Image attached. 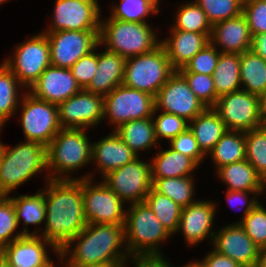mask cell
<instances>
[{
  "label": "cell",
  "instance_id": "cell-1",
  "mask_svg": "<svg viewBox=\"0 0 266 267\" xmlns=\"http://www.w3.org/2000/svg\"><path fill=\"white\" fill-rule=\"evenodd\" d=\"M48 179L45 190L46 217L41 232L59 251L86 226L82 178Z\"/></svg>",
  "mask_w": 266,
  "mask_h": 267
},
{
  "label": "cell",
  "instance_id": "cell-2",
  "mask_svg": "<svg viewBox=\"0 0 266 267\" xmlns=\"http://www.w3.org/2000/svg\"><path fill=\"white\" fill-rule=\"evenodd\" d=\"M72 242H76L74 248L71 247ZM124 243V225L87 224L59 251L58 257L61 263L67 259L64 263L72 265L126 264V259H131V257L128 256L129 253L125 250Z\"/></svg>",
  "mask_w": 266,
  "mask_h": 267
},
{
  "label": "cell",
  "instance_id": "cell-3",
  "mask_svg": "<svg viewBox=\"0 0 266 267\" xmlns=\"http://www.w3.org/2000/svg\"><path fill=\"white\" fill-rule=\"evenodd\" d=\"M47 170V147L42 143L23 141L10 148H0V196H8L29 178Z\"/></svg>",
  "mask_w": 266,
  "mask_h": 267
},
{
  "label": "cell",
  "instance_id": "cell-4",
  "mask_svg": "<svg viewBox=\"0 0 266 267\" xmlns=\"http://www.w3.org/2000/svg\"><path fill=\"white\" fill-rule=\"evenodd\" d=\"M85 130L62 128L55 135L47 146V170L52 174L49 172L45 179H78L67 174L91 161L92 143Z\"/></svg>",
  "mask_w": 266,
  "mask_h": 267
},
{
  "label": "cell",
  "instance_id": "cell-5",
  "mask_svg": "<svg viewBox=\"0 0 266 267\" xmlns=\"http://www.w3.org/2000/svg\"><path fill=\"white\" fill-rule=\"evenodd\" d=\"M129 205L124 224V245L129 256L162 255L157 247L171 235L145 202Z\"/></svg>",
  "mask_w": 266,
  "mask_h": 267
},
{
  "label": "cell",
  "instance_id": "cell-6",
  "mask_svg": "<svg viewBox=\"0 0 266 267\" xmlns=\"http://www.w3.org/2000/svg\"><path fill=\"white\" fill-rule=\"evenodd\" d=\"M148 23L110 18L100 21L99 44L106 50L129 58L153 51L161 43Z\"/></svg>",
  "mask_w": 266,
  "mask_h": 267
},
{
  "label": "cell",
  "instance_id": "cell-7",
  "mask_svg": "<svg viewBox=\"0 0 266 267\" xmlns=\"http://www.w3.org/2000/svg\"><path fill=\"white\" fill-rule=\"evenodd\" d=\"M174 72L165 48L160 44L149 53L126 59L122 84L155 97Z\"/></svg>",
  "mask_w": 266,
  "mask_h": 267
},
{
  "label": "cell",
  "instance_id": "cell-8",
  "mask_svg": "<svg viewBox=\"0 0 266 267\" xmlns=\"http://www.w3.org/2000/svg\"><path fill=\"white\" fill-rule=\"evenodd\" d=\"M213 109L231 131L247 132L264 125L261 97L242 89L218 97Z\"/></svg>",
  "mask_w": 266,
  "mask_h": 267
},
{
  "label": "cell",
  "instance_id": "cell-9",
  "mask_svg": "<svg viewBox=\"0 0 266 267\" xmlns=\"http://www.w3.org/2000/svg\"><path fill=\"white\" fill-rule=\"evenodd\" d=\"M21 125L26 141L48 146L62 129L59 123L58 106L38 99L31 93L22 94Z\"/></svg>",
  "mask_w": 266,
  "mask_h": 267
},
{
  "label": "cell",
  "instance_id": "cell-10",
  "mask_svg": "<svg viewBox=\"0 0 266 267\" xmlns=\"http://www.w3.org/2000/svg\"><path fill=\"white\" fill-rule=\"evenodd\" d=\"M103 109L104 119L107 116L114 129L125 122L156 115L154 96L123 84L104 96Z\"/></svg>",
  "mask_w": 266,
  "mask_h": 267
},
{
  "label": "cell",
  "instance_id": "cell-11",
  "mask_svg": "<svg viewBox=\"0 0 266 267\" xmlns=\"http://www.w3.org/2000/svg\"><path fill=\"white\" fill-rule=\"evenodd\" d=\"M82 178V195L87 224L124 225V202L103 181L92 185V175Z\"/></svg>",
  "mask_w": 266,
  "mask_h": 267
},
{
  "label": "cell",
  "instance_id": "cell-12",
  "mask_svg": "<svg viewBox=\"0 0 266 267\" xmlns=\"http://www.w3.org/2000/svg\"><path fill=\"white\" fill-rule=\"evenodd\" d=\"M14 57L3 63L12 71L19 82L27 88L51 65L50 48L44 32L34 35L15 48Z\"/></svg>",
  "mask_w": 266,
  "mask_h": 267
},
{
  "label": "cell",
  "instance_id": "cell-13",
  "mask_svg": "<svg viewBox=\"0 0 266 267\" xmlns=\"http://www.w3.org/2000/svg\"><path fill=\"white\" fill-rule=\"evenodd\" d=\"M139 158L109 172L102 180L123 202L128 201L129 204L144 202L152 188L151 163Z\"/></svg>",
  "mask_w": 266,
  "mask_h": 267
},
{
  "label": "cell",
  "instance_id": "cell-14",
  "mask_svg": "<svg viewBox=\"0 0 266 267\" xmlns=\"http://www.w3.org/2000/svg\"><path fill=\"white\" fill-rule=\"evenodd\" d=\"M154 103L155 112L161 109L162 112L175 114L188 122L207 109L178 71L160 88L154 97Z\"/></svg>",
  "mask_w": 266,
  "mask_h": 267
},
{
  "label": "cell",
  "instance_id": "cell-15",
  "mask_svg": "<svg viewBox=\"0 0 266 267\" xmlns=\"http://www.w3.org/2000/svg\"><path fill=\"white\" fill-rule=\"evenodd\" d=\"M50 48L51 65L70 69L99 44L100 31L44 32Z\"/></svg>",
  "mask_w": 266,
  "mask_h": 267
},
{
  "label": "cell",
  "instance_id": "cell-16",
  "mask_svg": "<svg viewBox=\"0 0 266 267\" xmlns=\"http://www.w3.org/2000/svg\"><path fill=\"white\" fill-rule=\"evenodd\" d=\"M97 0H56L53 22L44 32L100 31Z\"/></svg>",
  "mask_w": 266,
  "mask_h": 267
},
{
  "label": "cell",
  "instance_id": "cell-17",
  "mask_svg": "<svg viewBox=\"0 0 266 267\" xmlns=\"http://www.w3.org/2000/svg\"><path fill=\"white\" fill-rule=\"evenodd\" d=\"M104 96L82 89L58 105L61 128L87 129L104 119Z\"/></svg>",
  "mask_w": 266,
  "mask_h": 267
},
{
  "label": "cell",
  "instance_id": "cell-18",
  "mask_svg": "<svg viewBox=\"0 0 266 267\" xmlns=\"http://www.w3.org/2000/svg\"><path fill=\"white\" fill-rule=\"evenodd\" d=\"M52 247L56 255L59 250L39 235H23L0 250V257L11 267H46L52 260L46 247Z\"/></svg>",
  "mask_w": 266,
  "mask_h": 267
},
{
  "label": "cell",
  "instance_id": "cell-19",
  "mask_svg": "<svg viewBox=\"0 0 266 267\" xmlns=\"http://www.w3.org/2000/svg\"><path fill=\"white\" fill-rule=\"evenodd\" d=\"M212 245L214 250L230 257L243 267H253L259 262L260 248L239 223L226 225L215 232Z\"/></svg>",
  "mask_w": 266,
  "mask_h": 267
},
{
  "label": "cell",
  "instance_id": "cell-20",
  "mask_svg": "<svg viewBox=\"0 0 266 267\" xmlns=\"http://www.w3.org/2000/svg\"><path fill=\"white\" fill-rule=\"evenodd\" d=\"M34 97L59 105L82 90L71 69L50 65L30 86Z\"/></svg>",
  "mask_w": 266,
  "mask_h": 267
},
{
  "label": "cell",
  "instance_id": "cell-21",
  "mask_svg": "<svg viewBox=\"0 0 266 267\" xmlns=\"http://www.w3.org/2000/svg\"><path fill=\"white\" fill-rule=\"evenodd\" d=\"M216 203L200 201L182 208L178 231L189 245H197L207 237L213 242L215 231H211L216 213ZM209 235V236H208Z\"/></svg>",
  "mask_w": 266,
  "mask_h": 267
},
{
  "label": "cell",
  "instance_id": "cell-22",
  "mask_svg": "<svg viewBox=\"0 0 266 267\" xmlns=\"http://www.w3.org/2000/svg\"><path fill=\"white\" fill-rule=\"evenodd\" d=\"M210 42L216 48L222 46V53L242 54L250 50L252 35L243 13L213 24Z\"/></svg>",
  "mask_w": 266,
  "mask_h": 267
},
{
  "label": "cell",
  "instance_id": "cell-23",
  "mask_svg": "<svg viewBox=\"0 0 266 267\" xmlns=\"http://www.w3.org/2000/svg\"><path fill=\"white\" fill-rule=\"evenodd\" d=\"M172 34V35H171ZM170 38L161 41L169 58L171 67L178 71L208 43H210L211 34H201L181 30H172Z\"/></svg>",
  "mask_w": 266,
  "mask_h": 267
},
{
  "label": "cell",
  "instance_id": "cell-24",
  "mask_svg": "<svg viewBox=\"0 0 266 267\" xmlns=\"http://www.w3.org/2000/svg\"><path fill=\"white\" fill-rule=\"evenodd\" d=\"M137 157V154L123 142L115 131L100 141L92 142L91 161L97 163L102 178Z\"/></svg>",
  "mask_w": 266,
  "mask_h": 267
},
{
  "label": "cell",
  "instance_id": "cell-25",
  "mask_svg": "<svg viewBox=\"0 0 266 267\" xmlns=\"http://www.w3.org/2000/svg\"><path fill=\"white\" fill-rule=\"evenodd\" d=\"M126 58L105 50L98 53V66L86 91L102 96L123 83Z\"/></svg>",
  "mask_w": 266,
  "mask_h": 267
},
{
  "label": "cell",
  "instance_id": "cell-26",
  "mask_svg": "<svg viewBox=\"0 0 266 267\" xmlns=\"http://www.w3.org/2000/svg\"><path fill=\"white\" fill-rule=\"evenodd\" d=\"M216 173L227 190L263 192V178L246 159L220 167Z\"/></svg>",
  "mask_w": 266,
  "mask_h": 267
},
{
  "label": "cell",
  "instance_id": "cell-27",
  "mask_svg": "<svg viewBox=\"0 0 266 267\" xmlns=\"http://www.w3.org/2000/svg\"><path fill=\"white\" fill-rule=\"evenodd\" d=\"M189 128L205 155H208L215 144L228 131L226 124L213 108H207L196 116L189 122Z\"/></svg>",
  "mask_w": 266,
  "mask_h": 267
},
{
  "label": "cell",
  "instance_id": "cell-28",
  "mask_svg": "<svg viewBox=\"0 0 266 267\" xmlns=\"http://www.w3.org/2000/svg\"><path fill=\"white\" fill-rule=\"evenodd\" d=\"M198 164L189 156L171 148L159 153L151 161L152 179L191 176Z\"/></svg>",
  "mask_w": 266,
  "mask_h": 267
},
{
  "label": "cell",
  "instance_id": "cell-29",
  "mask_svg": "<svg viewBox=\"0 0 266 267\" xmlns=\"http://www.w3.org/2000/svg\"><path fill=\"white\" fill-rule=\"evenodd\" d=\"M114 131L137 156L139 151L154 148L158 143L152 117L125 122Z\"/></svg>",
  "mask_w": 266,
  "mask_h": 267
},
{
  "label": "cell",
  "instance_id": "cell-30",
  "mask_svg": "<svg viewBox=\"0 0 266 267\" xmlns=\"http://www.w3.org/2000/svg\"><path fill=\"white\" fill-rule=\"evenodd\" d=\"M240 79L242 90L262 97L266 93V61L252 50L240 54Z\"/></svg>",
  "mask_w": 266,
  "mask_h": 267
},
{
  "label": "cell",
  "instance_id": "cell-31",
  "mask_svg": "<svg viewBox=\"0 0 266 267\" xmlns=\"http://www.w3.org/2000/svg\"><path fill=\"white\" fill-rule=\"evenodd\" d=\"M212 77L218 97L241 90L240 54L220 52Z\"/></svg>",
  "mask_w": 266,
  "mask_h": 267
},
{
  "label": "cell",
  "instance_id": "cell-32",
  "mask_svg": "<svg viewBox=\"0 0 266 267\" xmlns=\"http://www.w3.org/2000/svg\"><path fill=\"white\" fill-rule=\"evenodd\" d=\"M211 154L216 170L246 159L245 132L228 130L215 144Z\"/></svg>",
  "mask_w": 266,
  "mask_h": 267
},
{
  "label": "cell",
  "instance_id": "cell-33",
  "mask_svg": "<svg viewBox=\"0 0 266 267\" xmlns=\"http://www.w3.org/2000/svg\"><path fill=\"white\" fill-rule=\"evenodd\" d=\"M17 88H23V85L12 71L2 63L0 65V129L21 106L19 104L21 97Z\"/></svg>",
  "mask_w": 266,
  "mask_h": 267
},
{
  "label": "cell",
  "instance_id": "cell-34",
  "mask_svg": "<svg viewBox=\"0 0 266 267\" xmlns=\"http://www.w3.org/2000/svg\"><path fill=\"white\" fill-rule=\"evenodd\" d=\"M144 202L154 212L170 235L178 231L182 212V207L179 204L166 195L155 191L153 188L148 192Z\"/></svg>",
  "mask_w": 266,
  "mask_h": 267
},
{
  "label": "cell",
  "instance_id": "cell-35",
  "mask_svg": "<svg viewBox=\"0 0 266 267\" xmlns=\"http://www.w3.org/2000/svg\"><path fill=\"white\" fill-rule=\"evenodd\" d=\"M193 180V176L152 179V188L183 208L196 202L193 199L195 194Z\"/></svg>",
  "mask_w": 266,
  "mask_h": 267
},
{
  "label": "cell",
  "instance_id": "cell-36",
  "mask_svg": "<svg viewBox=\"0 0 266 267\" xmlns=\"http://www.w3.org/2000/svg\"><path fill=\"white\" fill-rule=\"evenodd\" d=\"M15 208L16 218L20 225L22 219L23 225L29 224L40 225L45 221L46 206H45V191L39 190L35 195H19V197H9Z\"/></svg>",
  "mask_w": 266,
  "mask_h": 267
},
{
  "label": "cell",
  "instance_id": "cell-37",
  "mask_svg": "<svg viewBox=\"0 0 266 267\" xmlns=\"http://www.w3.org/2000/svg\"><path fill=\"white\" fill-rule=\"evenodd\" d=\"M175 25L172 30L211 34L212 25L205 12L195 2L189 1L178 8Z\"/></svg>",
  "mask_w": 266,
  "mask_h": 267
},
{
  "label": "cell",
  "instance_id": "cell-38",
  "mask_svg": "<svg viewBox=\"0 0 266 267\" xmlns=\"http://www.w3.org/2000/svg\"><path fill=\"white\" fill-rule=\"evenodd\" d=\"M160 0H121L119 5L112 6L110 18L127 22L147 23L144 18L150 13L159 12Z\"/></svg>",
  "mask_w": 266,
  "mask_h": 267
},
{
  "label": "cell",
  "instance_id": "cell-39",
  "mask_svg": "<svg viewBox=\"0 0 266 267\" xmlns=\"http://www.w3.org/2000/svg\"><path fill=\"white\" fill-rule=\"evenodd\" d=\"M246 160L266 177V125L245 132Z\"/></svg>",
  "mask_w": 266,
  "mask_h": 267
},
{
  "label": "cell",
  "instance_id": "cell-40",
  "mask_svg": "<svg viewBox=\"0 0 266 267\" xmlns=\"http://www.w3.org/2000/svg\"><path fill=\"white\" fill-rule=\"evenodd\" d=\"M18 226L19 223L12 201L7 196H0V250L23 235H37V232H39L38 229L29 233L28 228H23L22 232H17L12 237Z\"/></svg>",
  "mask_w": 266,
  "mask_h": 267
},
{
  "label": "cell",
  "instance_id": "cell-41",
  "mask_svg": "<svg viewBox=\"0 0 266 267\" xmlns=\"http://www.w3.org/2000/svg\"><path fill=\"white\" fill-rule=\"evenodd\" d=\"M211 25L242 14L244 0H196Z\"/></svg>",
  "mask_w": 266,
  "mask_h": 267
},
{
  "label": "cell",
  "instance_id": "cell-42",
  "mask_svg": "<svg viewBox=\"0 0 266 267\" xmlns=\"http://www.w3.org/2000/svg\"><path fill=\"white\" fill-rule=\"evenodd\" d=\"M237 223L260 249L266 247V209L260 202Z\"/></svg>",
  "mask_w": 266,
  "mask_h": 267
},
{
  "label": "cell",
  "instance_id": "cell-43",
  "mask_svg": "<svg viewBox=\"0 0 266 267\" xmlns=\"http://www.w3.org/2000/svg\"><path fill=\"white\" fill-rule=\"evenodd\" d=\"M187 81L189 88L207 108H213L218 100L213 77L202 73L179 72Z\"/></svg>",
  "mask_w": 266,
  "mask_h": 267
},
{
  "label": "cell",
  "instance_id": "cell-44",
  "mask_svg": "<svg viewBox=\"0 0 266 267\" xmlns=\"http://www.w3.org/2000/svg\"><path fill=\"white\" fill-rule=\"evenodd\" d=\"M219 50L211 42L208 43L178 72H195L212 76L220 56Z\"/></svg>",
  "mask_w": 266,
  "mask_h": 267
},
{
  "label": "cell",
  "instance_id": "cell-45",
  "mask_svg": "<svg viewBox=\"0 0 266 267\" xmlns=\"http://www.w3.org/2000/svg\"><path fill=\"white\" fill-rule=\"evenodd\" d=\"M155 136L160 139L169 140L184 132L189 127V122L175 114L162 112L155 119L153 118Z\"/></svg>",
  "mask_w": 266,
  "mask_h": 267
},
{
  "label": "cell",
  "instance_id": "cell-46",
  "mask_svg": "<svg viewBox=\"0 0 266 267\" xmlns=\"http://www.w3.org/2000/svg\"><path fill=\"white\" fill-rule=\"evenodd\" d=\"M242 13L252 36L266 33V0H244Z\"/></svg>",
  "mask_w": 266,
  "mask_h": 267
},
{
  "label": "cell",
  "instance_id": "cell-47",
  "mask_svg": "<svg viewBox=\"0 0 266 267\" xmlns=\"http://www.w3.org/2000/svg\"><path fill=\"white\" fill-rule=\"evenodd\" d=\"M170 148L183 155L192 158L198 165L206 155L201 151L193 132L188 127L184 132L178 134L170 142Z\"/></svg>",
  "mask_w": 266,
  "mask_h": 267
},
{
  "label": "cell",
  "instance_id": "cell-48",
  "mask_svg": "<svg viewBox=\"0 0 266 267\" xmlns=\"http://www.w3.org/2000/svg\"><path fill=\"white\" fill-rule=\"evenodd\" d=\"M96 48L89 54L81 57L70 69L77 83L85 89L91 82L98 66Z\"/></svg>",
  "mask_w": 266,
  "mask_h": 267
},
{
  "label": "cell",
  "instance_id": "cell-49",
  "mask_svg": "<svg viewBox=\"0 0 266 267\" xmlns=\"http://www.w3.org/2000/svg\"><path fill=\"white\" fill-rule=\"evenodd\" d=\"M227 201L228 204L234 207L235 205H239L237 203H240V205L243 206L244 211H243V216L241 218V220H243L245 218V216L259 203V201L256 200V195L258 196L259 194H261L262 192H247V191H233V190H227ZM254 194L255 196H253V199L247 201L246 199H248L247 195L250 194ZM242 202V204H241ZM248 203V204H247Z\"/></svg>",
  "mask_w": 266,
  "mask_h": 267
},
{
  "label": "cell",
  "instance_id": "cell-50",
  "mask_svg": "<svg viewBox=\"0 0 266 267\" xmlns=\"http://www.w3.org/2000/svg\"><path fill=\"white\" fill-rule=\"evenodd\" d=\"M199 262L204 267H243L230 257H227L214 249L206 255L203 261L201 260Z\"/></svg>",
  "mask_w": 266,
  "mask_h": 267
},
{
  "label": "cell",
  "instance_id": "cell-51",
  "mask_svg": "<svg viewBox=\"0 0 266 267\" xmlns=\"http://www.w3.org/2000/svg\"><path fill=\"white\" fill-rule=\"evenodd\" d=\"M135 267H173L162 255L132 257Z\"/></svg>",
  "mask_w": 266,
  "mask_h": 267
},
{
  "label": "cell",
  "instance_id": "cell-52",
  "mask_svg": "<svg viewBox=\"0 0 266 267\" xmlns=\"http://www.w3.org/2000/svg\"><path fill=\"white\" fill-rule=\"evenodd\" d=\"M254 53L266 61V33L252 36L251 48Z\"/></svg>",
  "mask_w": 266,
  "mask_h": 267
},
{
  "label": "cell",
  "instance_id": "cell-53",
  "mask_svg": "<svg viewBox=\"0 0 266 267\" xmlns=\"http://www.w3.org/2000/svg\"><path fill=\"white\" fill-rule=\"evenodd\" d=\"M66 267H125L126 264H88V265H72L66 263Z\"/></svg>",
  "mask_w": 266,
  "mask_h": 267
},
{
  "label": "cell",
  "instance_id": "cell-54",
  "mask_svg": "<svg viewBox=\"0 0 266 267\" xmlns=\"http://www.w3.org/2000/svg\"><path fill=\"white\" fill-rule=\"evenodd\" d=\"M259 263L263 267H266V247L263 249H260Z\"/></svg>",
  "mask_w": 266,
  "mask_h": 267
},
{
  "label": "cell",
  "instance_id": "cell-55",
  "mask_svg": "<svg viewBox=\"0 0 266 267\" xmlns=\"http://www.w3.org/2000/svg\"><path fill=\"white\" fill-rule=\"evenodd\" d=\"M261 103H262V115L265 121L266 120V93L261 97Z\"/></svg>",
  "mask_w": 266,
  "mask_h": 267
},
{
  "label": "cell",
  "instance_id": "cell-56",
  "mask_svg": "<svg viewBox=\"0 0 266 267\" xmlns=\"http://www.w3.org/2000/svg\"><path fill=\"white\" fill-rule=\"evenodd\" d=\"M187 267H204L199 261L186 264Z\"/></svg>",
  "mask_w": 266,
  "mask_h": 267
},
{
  "label": "cell",
  "instance_id": "cell-57",
  "mask_svg": "<svg viewBox=\"0 0 266 267\" xmlns=\"http://www.w3.org/2000/svg\"><path fill=\"white\" fill-rule=\"evenodd\" d=\"M0 267H11L6 262L3 261V259L0 257Z\"/></svg>",
  "mask_w": 266,
  "mask_h": 267
},
{
  "label": "cell",
  "instance_id": "cell-58",
  "mask_svg": "<svg viewBox=\"0 0 266 267\" xmlns=\"http://www.w3.org/2000/svg\"><path fill=\"white\" fill-rule=\"evenodd\" d=\"M266 188V177L263 179V191H265Z\"/></svg>",
  "mask_w": 266,
  "mask_h": 267
},
{
  "label": "cell",
  "instance_id": "cell-59",
  "mask_svg": "<svg viewBox=\"0 0 266 267\" xmlns=\"http://www.w3.org/2000/svg\"><path fill=\"white\" fill-rule=\"evenodd\" d=\"M253 267H263L259 262H257Z\"/></svg>",
  "mask_w": 266,
  "mask_h": 267
},
{
  "label": "cell",
  "instance_id": "cell-60",
  "mask_svg": "<svg viewBox=\"0 0 266 267\" xmlns=\"http://www.w3.org/2000/svg\"><path fill=\"white\" fill-rule=\"evenodd\" d=\"M46 267H56V265H54L53 264V261L49 264V265H47Z\"/></svg>",
  "mask_w": 266,
  "mask_h": 267
},
{
  "label": "cell",
  "instance_id": "cell-61",
  "mask_svg": "<svg viewBox=\"0 0 266 267\" xmlns=\"http://www.w3.org/2000/svg\"><path fill=\"white\" fill-rule=\"evenodd\" d=\"M8 0H0V5L7 2Z\"/></svg>",
  "mask_w": 266,
  "mask_h": 267
}]
</instances>
